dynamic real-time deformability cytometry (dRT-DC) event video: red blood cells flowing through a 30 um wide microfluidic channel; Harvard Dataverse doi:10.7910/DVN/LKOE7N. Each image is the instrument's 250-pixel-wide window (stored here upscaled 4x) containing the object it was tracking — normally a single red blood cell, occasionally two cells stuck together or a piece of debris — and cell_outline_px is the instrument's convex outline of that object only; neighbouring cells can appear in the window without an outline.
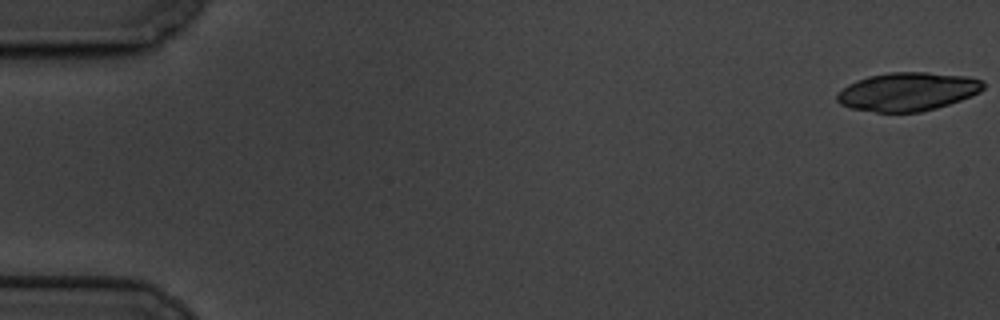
{"species": "common noctule bat (a hibernating species)", "species_latin": "Nyctalus noctula", "temperature_condition": "cold", "stored_images_in_passage": 53, "camera_frame_rate_fps": 3000, "um_per_image_px": 0.085, "animal": {"sex": "male", "body_mass_g": 19.5, "forearm_length_mm": 54.6}, "frame": {"image": 1, "passage_image": 1, "time_ms": 0.0, "image_size_px": [1000, 320], "cell_outline_px": [[984, 88], [980, 92], [960, 100], [936, 108], [920, 112], [876, 112], [852, 108], [840, 104], [836, 100], [836, 96], [848, 84], [856, 80], [868, 76], [888, 72], [928, 72], [964, 76], [984, 80]], "centroid_in_image_um": [77.15, 7.78], "position_along_channel_um": 7.8, "area_um2": 32.71}}